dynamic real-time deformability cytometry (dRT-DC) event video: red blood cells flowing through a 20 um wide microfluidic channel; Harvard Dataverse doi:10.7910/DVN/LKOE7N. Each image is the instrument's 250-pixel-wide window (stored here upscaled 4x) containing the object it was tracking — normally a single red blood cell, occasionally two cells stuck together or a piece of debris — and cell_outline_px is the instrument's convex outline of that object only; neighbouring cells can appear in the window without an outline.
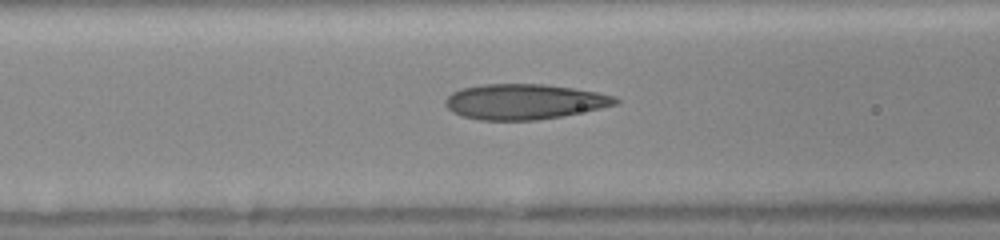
{"species": "human", "species_latin": "Homo sapiens", "temperature_condition": "room temperature", "stored_images_in_passage": 34, "camera_frame_rate_fps": 3000, "um_per_image_px": 0.085, "donor": {"sex": "female"}, "frame": {"image": 1, "passage_image": 12, "time_ms": 3.667, "image_size_px": [1000, 240], "cell_outline_px": [[620, 100], [616, 104], [600, 108], [560, 116], [536, 120], [480, 120], [464, 116], [452, 112], [444, 104], [444, 100], [452, 92], [460, 88], [484, 84], [544, 84], [572, 88], [596, 92], [616, 96]], "centroid_in_image_um": [44.52, 8.63], "position_along_channel_um": 122.1, "area_um2": 34.85}}
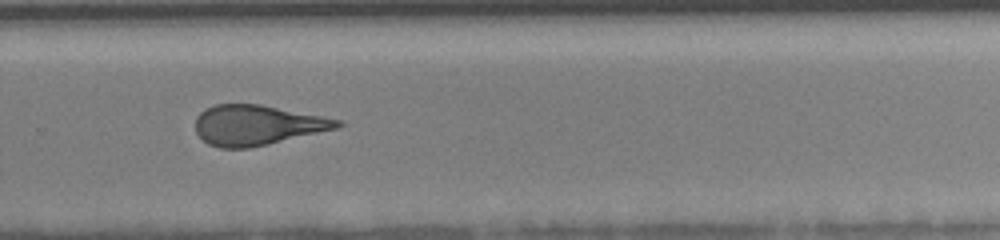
{"frame": {"image": 2, "passage_image": 25, "time_ms": 8.0, "image_size_px": [1000, 240], "cell_outline_px": [[344, 124], [336, 128], [268, 144], [248, 148], [220, 148], [208, 144], [196, 132], [196, 116], [200, 112], [216, 104], [260, 104], [340, 120]], "centroid_in_image_um": [21.81, 10.63], "position_along_channel_um": 308.0, "area_um2": 32.66}}
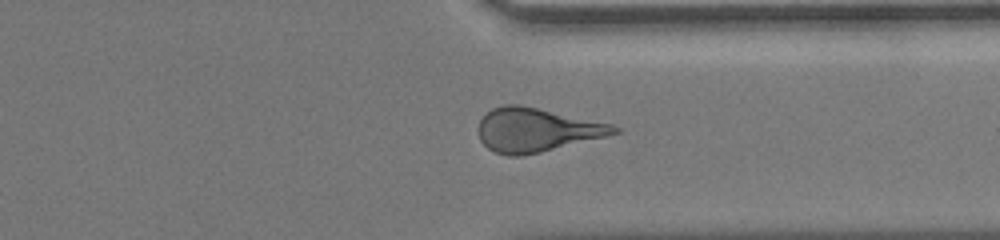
{"frame": {"image": 3, "passage_image": 29, "time_ms": 9.333, "image_size_px": [1000, 240], "cell_outline_px": [[620, 132], [608, 136], [540, 152], [520, 156], [508, 156], [496, 152], [488, 148], [480, 140], [480, 120], [492, 108], [504, 104], [520, 104], [612, 124], [620, 128]], "centroid_in_image_um": [45.62, 11.04], "position_along_channel_um": 365.8, "area_um2": 34.33}}